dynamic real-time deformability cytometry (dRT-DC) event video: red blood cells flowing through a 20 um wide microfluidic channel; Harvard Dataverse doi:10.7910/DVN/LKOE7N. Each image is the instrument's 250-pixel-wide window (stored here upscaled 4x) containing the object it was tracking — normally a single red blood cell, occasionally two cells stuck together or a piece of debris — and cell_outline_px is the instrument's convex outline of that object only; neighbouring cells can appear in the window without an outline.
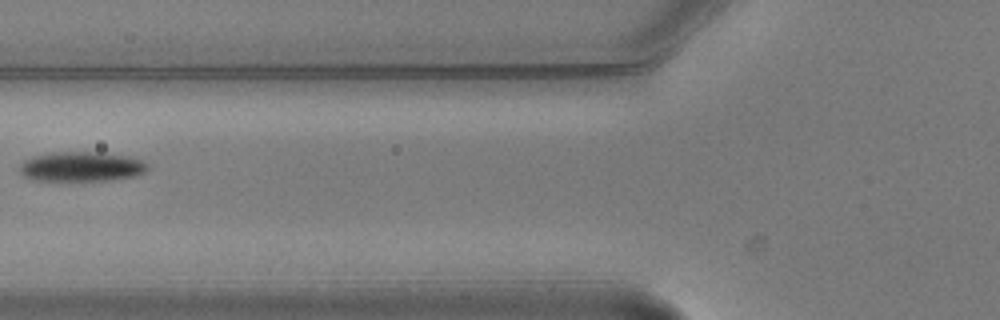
{"species": "common noctule bat (a hibernating species)", "species_latin": "Nyctalus noctula", "temperature_condition": "warm", "stored_images_in_passage": 4, "camera_frame_rate_fps": 3000, "um_per_image_px": 0.085, "animal": {"sex": "male", "body_mass_g": 20.5, "forearm_length_mm": 52.5}, "frame": {"image": 1, "passage_image": 4, "time_ms": 1.0, "image_size_px": [1000, 320], "cell_outline_px": [[148, 168], [144, 172], [136, 176], [112, 180], [32, 180], [24, 176], [20, 172], [20, 164], [24, 160], [36, 156], [56, 152], [92, 152], [128, 156], [140, 160], [148, 164]], "centroid_in_image_um": [6.93, 14.17], "position_along_channel_um": 118.9, "area_um2": 21.91}}